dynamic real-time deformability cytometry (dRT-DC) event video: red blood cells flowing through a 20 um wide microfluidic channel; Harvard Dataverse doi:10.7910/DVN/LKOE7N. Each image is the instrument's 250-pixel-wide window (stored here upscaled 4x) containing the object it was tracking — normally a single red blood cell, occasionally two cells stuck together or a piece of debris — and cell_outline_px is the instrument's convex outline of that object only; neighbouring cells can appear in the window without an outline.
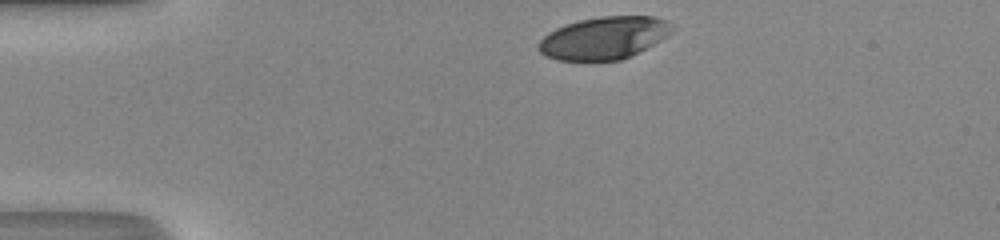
{"species": "human", "species_latin": "Homo sapiens", "temperature_condition": "room temperature", "stored_images_in_passage": 30, "camera_frame_rate_fps": 3000, "um_per_image_px": 0.085, "donor": {"sex": "male"}, "frame": {"image": 1, "passage_image": 1, "time_ms": 0.0, "image_size_px": [1000, 240], "cell_outline_px": [[672, 32], [668, 36], [620, 60], [556, 60], [544, 56], [536, 48], [536, 44], [548, 32], [556, 28], [580, 20], [600, 16], [656, 16], [668, 20], [672, 28]], "centroid_in_image_um": [51.3, 3.21], "position_along_channel_um": 33.7, "area_um2": 32.89}}
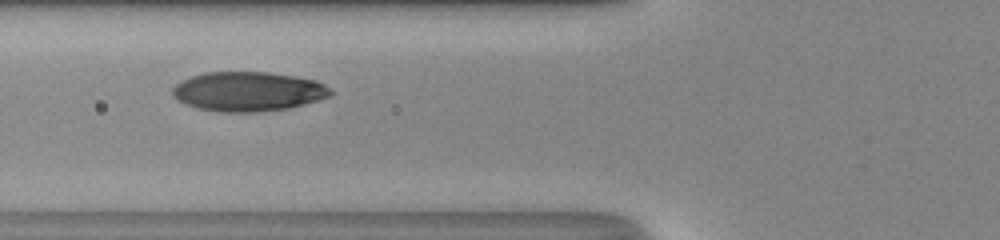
{"frame": {"image": 2, "passage_image": 10, "time_ms": 3.0, "image_size_px": [1000, 240], "cell_outline_px": [[332, 92], [328, 96], [304, 104], [288, 108], [256, 112], [224, 112], [200, 108], [188, 104], [180, 100], [172, 92], [172, 88], [176, 84], [192, 76], [204, 72], [268, 72], [316, 80], [324, 84]], "centroid_in_image_um": [21.1, 7.77], "position_along_channel_um": 104.7, "area_um2": 35.72}}
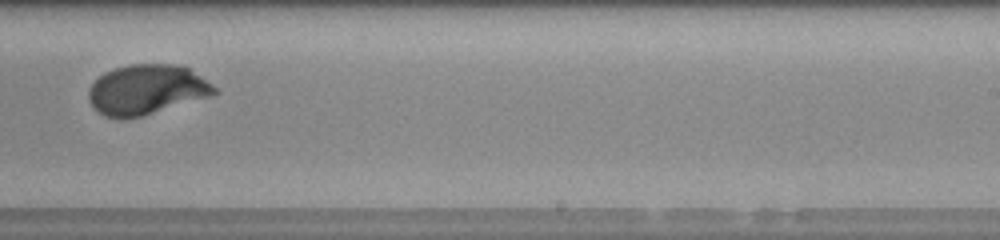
{"frame": {"image": 3, "passage_image": 22, "time_ms": 7.0, "image_size_px": [1000, 240], "cell_outline_px": [[220, 92], [212, 96], [140, 116], [104, 116], [88, 100], [88, 88], [104, 72], [116, 68], [132, 64], [176, 64], [188, 68], [212, 84]], "centroid_in_image_um": [12.49, 7.59], "position_along_channel_um": 276.5, "area_um2": 35.95}, "authors_computed_cell_mechanics": {"area_um2": 36.5296, "velocity_mm_per_s": 4.3081, "shape_relaxation_time_tau1_ms": 3.6395, "shape_relaxation_time_tau2_ms": null, "deformation_change_tau1": 0.2013, "deformation_change_tau2": null}}